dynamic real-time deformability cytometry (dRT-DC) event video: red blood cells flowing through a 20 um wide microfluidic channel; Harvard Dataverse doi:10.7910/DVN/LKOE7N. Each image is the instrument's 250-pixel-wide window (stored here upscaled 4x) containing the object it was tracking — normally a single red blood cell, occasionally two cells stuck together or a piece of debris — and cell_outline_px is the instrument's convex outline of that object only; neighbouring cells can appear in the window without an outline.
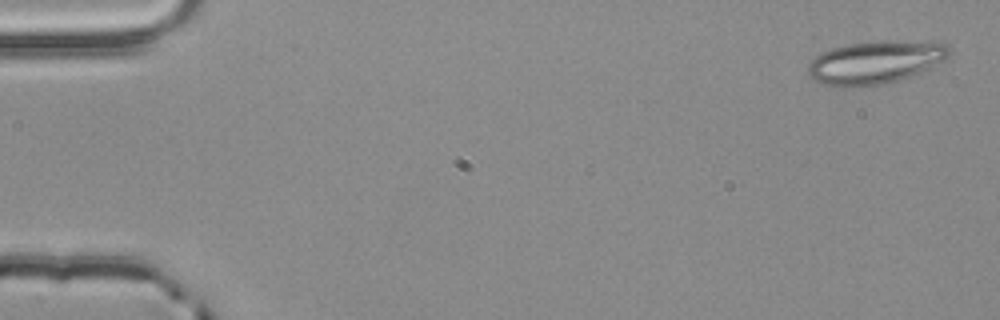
{"species": "common noctule bat (a hibernating species)", "species_latin": "Nyctalus noctula", "temperature_condition": "room temperature", "stored_images_in_passage": 5, "camera_frame_rate_fps": 3000, "um_per_image_px": 0.085, "animal": {"sex": "male", "body_mass_g": 20.4}, "frame": {"image": 1, "passage_image": 1, "time_ms": 0.0, "image_size_px": [1000, 320], "cell_outline_px": [[952, 52], [944, 60], [920, 72], [900, 80], [884, 84], [844, 88], [836, 88], [812, 80], [808, 76], [808, 64], [820, 52], [832, 48], [852, 44], [876, 40], [940, 40], [948, 44]], "centroid_in_image_um": [74.43, 5.28], "position_along_channel_um": 10.6, "area_um2": 36.3}}
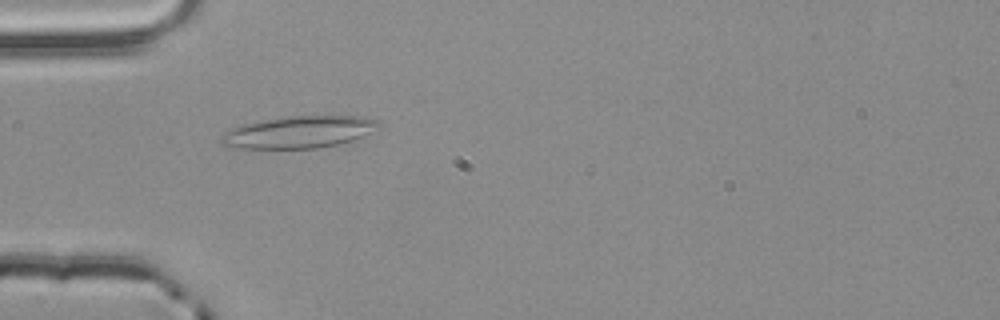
{"frame": {"image": 2, "passage_image": 4, "time_ms": 1.0, "image_size_px": [1000, 320], "cell_outline_px": [[380, 120], [372, 132], [352, 140], [336, 144], [316, 148], [240, 148], [224, 144], [220, 140], [220, 136], [232, 128], [244, 124], [264, 120], [296, 116], [364, 116]], "centroid_in_image_um": [25.43, 11.22], "position_along_channel_um": 59.6, "area_um2": 28.78}}